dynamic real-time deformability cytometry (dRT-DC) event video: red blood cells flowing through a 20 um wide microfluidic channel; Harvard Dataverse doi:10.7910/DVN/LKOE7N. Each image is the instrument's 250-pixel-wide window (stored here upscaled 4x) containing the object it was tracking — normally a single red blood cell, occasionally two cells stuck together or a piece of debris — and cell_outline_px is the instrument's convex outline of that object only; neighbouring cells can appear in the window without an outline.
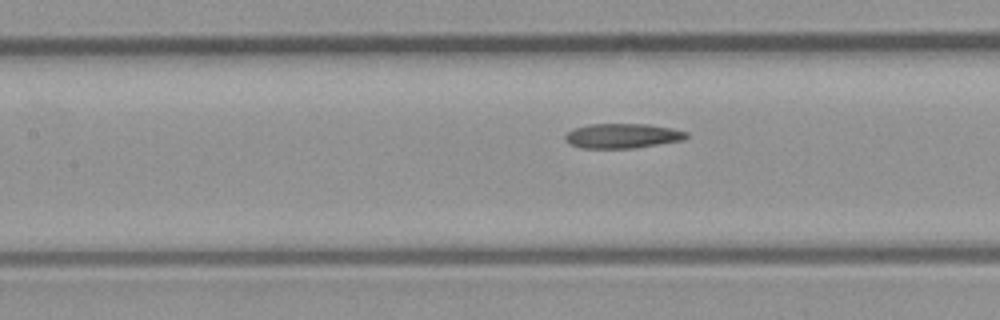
{"species": "common noctule bat (a hibernating species)", "species_latin": "Nyctalus noctula", "temperature_condition": "room temperature", "stored_images_in_passage": 6, "camera_frame_rate_fps": 3000, "um_per_image_px": 0.085, "animal": {"sex": "male", "body_mass_g": 23.1, "forearm_length_mm": 52.7}, "frame": {"image": 1, "passage_image": 6, "time_ms": 5.667, "image_size_px": [1000, 320], "cell_outline_px": [[688, 136], [684, 140], [632, 148], [580, 148], [564, 140], [564, 136], [572, 128], [588, 124], [648, 124], [672, 128], [688, 132]], "centroid_in_image_um": [52.89, 11.54], "position_along_channel_um": 154.5, "area_um2": 17.51}}